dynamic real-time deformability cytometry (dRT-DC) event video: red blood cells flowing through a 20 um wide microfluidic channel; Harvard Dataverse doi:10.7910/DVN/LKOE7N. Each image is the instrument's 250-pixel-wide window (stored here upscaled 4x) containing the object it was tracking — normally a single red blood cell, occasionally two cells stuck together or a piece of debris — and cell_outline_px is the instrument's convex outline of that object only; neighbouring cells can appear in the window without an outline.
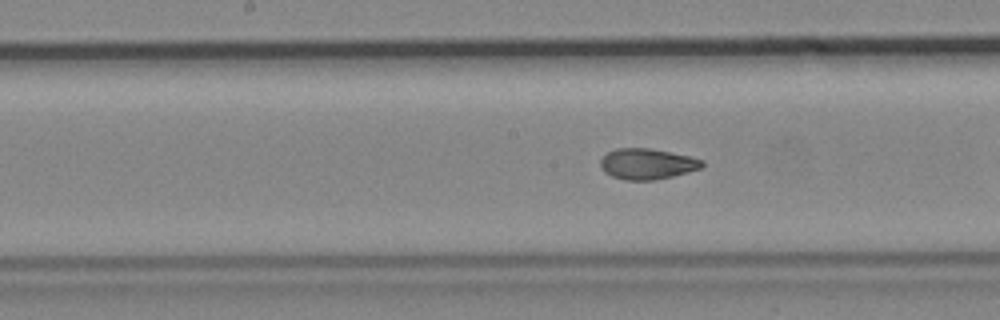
{"species": "common noctule bat (a hibernating species)", "species_latin": "Nyctalus noctula", "temperature_condition": "cold", "stored_images_in_passage": 27, "camera_frame_rate_fps": 3000, "um_per_image_px": 0.085, "animal": {"sex": "male", "body_mass_g": 19.2, "forearm_length_mm": 51.8}, "frame": {"image": 1, "passage_image": 16, "time_ms": 5.0, "image_size_px": [1000, 320], "cell_outline_px": [[704, 164], [700, 168], [688, 172], [672, 176], [652, 180], [624, 180], [612, 176], [604, 172], [600, 164], [600, 160], [608, 152], [616, 148], [648, 148], [692, 156], [704, 160]], "centroid_in_image_um": [55.01, 13.93], "position_along_channel_um": 193.2, "area_um2": 18.21}}
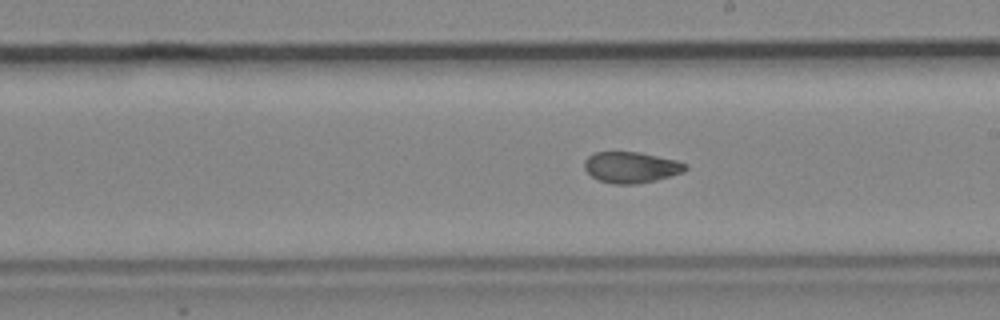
{"frame": {"image": 2, "passage_image": 20, "time_ms": 6.333, "image_size_px": [1000, 320], "cell_outline_px": [[688, 168], [684, 172], [656, 180], [636, 184], [612, 184], [600, 180], [592, 176], [584, 168], [584, 160], [588, 156], [596, 152], [640, 152], [676, 160], [688, 164]], "centroid_in_image_um": [53.66, 14.22], "position_along_channel_um": 235.3, "area_um2": 18.32}}